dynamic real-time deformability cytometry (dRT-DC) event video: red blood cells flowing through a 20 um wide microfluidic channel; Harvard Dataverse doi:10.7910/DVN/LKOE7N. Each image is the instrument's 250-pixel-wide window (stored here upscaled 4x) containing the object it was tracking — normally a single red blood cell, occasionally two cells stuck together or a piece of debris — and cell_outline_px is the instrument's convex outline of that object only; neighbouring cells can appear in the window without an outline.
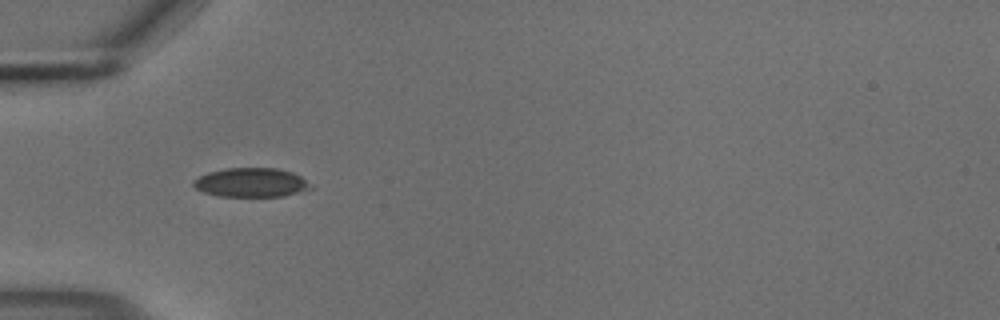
{"species": "common noctule bat (a hibernating species)", "species_latin": "Nyctalus noctula", "temperature_condition": "cold", "stored_images_in_passage": 38, "camera_frame_rate_fps": 3000, "um_per_image_px": 0.085, "animal": {"sex": "male", "body_mass_g": 18.8}, "frame": {"image": 1, "passage_image": 1, "time_ms": 0.0, "image_size_px": [1000, 320], "cell_outline_px": [[316, 188], [284, 196], [216, 196], [204, 192], [196, 188], [192, 184], [192, 180], [208, 172], [224, 168], [276, 168], [292, 172], [300, 176], [312, 184]], "centroid_in_image_um": [21.37, 15.51], "position_along_channel_um": 63.6, "area_um2": 20.06}}
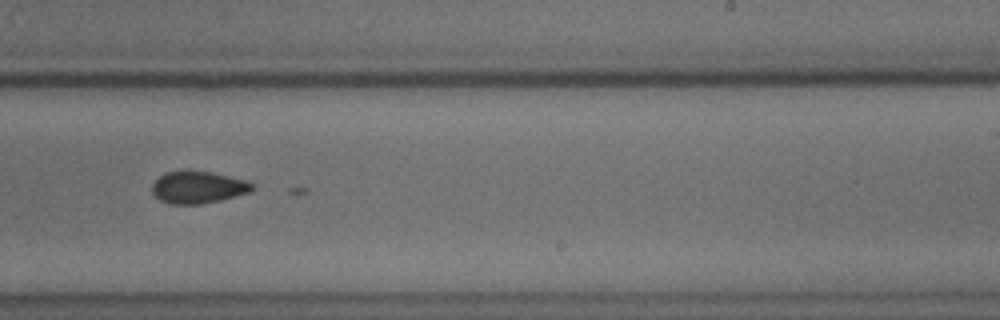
{"frame": {"image": 2, "passage_image": 18, "time_ms": 5.667, "image_size_px": [1000, 320], "cell_outline_px": [[256, 188], [248, 192], [220, 200], [200, 204], [168, 204], [160, 200], [152, 192], [152, 184], [164, 172], [184, 168], [212, 172], [248, 180]], "centroid_in_image_um": [16.81, 15.88], "position_along_channel_um": 272.2, "area_um2": 19.19}}
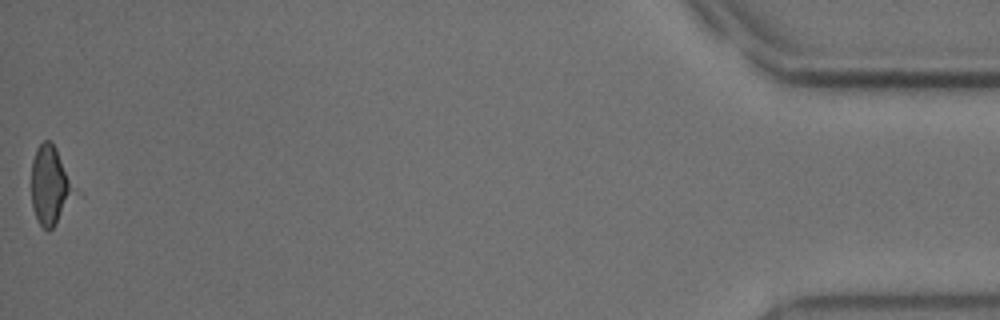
{"frame": {"image": 3, "passage_image": 38, "time_ms": 12.333, "image_size_px": [1000, 320], "cell_outline_px": [[68, 192], [56, 224], [48, 232], [40, 224], [36, 216], [32, 204], [32, 160], [36, 148], [44, 140], [48, 140], [56, 148], [68, 180]], "centroid_in_image_um": [4.1, 15.71], "position_along_channel_um": 431.1, "area_um2": 17.46}, "authors_computed_cell_mechanics": {"area_um2": 19.0162, "velocity_mm_per_s": 3.7069, "shape_relaxation_time_tau1_ms": 0.2326, "shape_relaxation_time_tau2_ms": null, "deformation_change_tau1": 0.1227, "deformation_change_tau2": null}}